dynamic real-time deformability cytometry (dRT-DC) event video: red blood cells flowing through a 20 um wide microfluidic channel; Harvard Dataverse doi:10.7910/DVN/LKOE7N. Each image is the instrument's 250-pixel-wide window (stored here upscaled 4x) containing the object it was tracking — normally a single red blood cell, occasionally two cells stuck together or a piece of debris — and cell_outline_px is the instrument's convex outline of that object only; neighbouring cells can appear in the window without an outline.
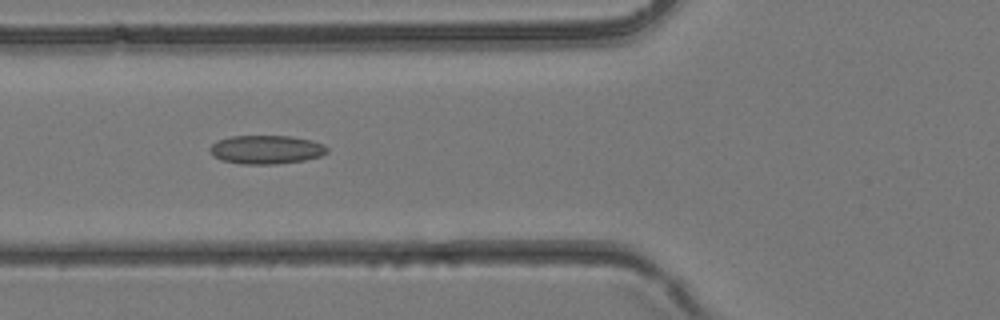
{"species": "common noctule bat (a hibernating species)", "species_latin": "Nyctalus noctula", "temperature_condition": "room temperature", "stored_images_in_passage": 39, "camera_frame_rate_fps": 3000, "um_per_image_px": 0.085, "animal": {"sex": "female", "body_mass_g": 24.6, "forearm_length_mm": 56.2}, "frame": {"image": 1, "passage_image": 15, "time_ms": 4.667, "image_size_px": [1000, 320], "cell_outline_px": [[328, 152], [320, 156], [304, 160], [276, 164], [240, 164], [220, 160], [212, 156], [208, 152], [208, 148], [212, 144], [220, 140], [232, 136], [292, 136], [312, 140], [324, 144], [328, 148]], "centroid_in_image_um": [22.61, 12.72], "position_along_channel_um": 103.2, "area_um2": 19.77}}
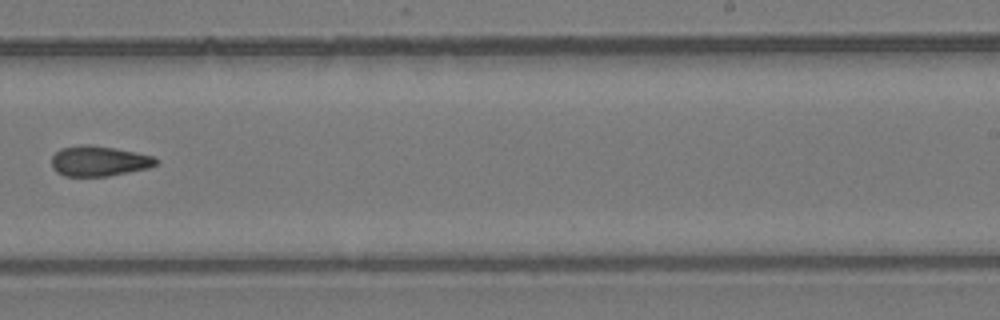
{"frame": {"image": 2, "passage_image": 25, "time_ms": 8.0, "image_size_px": [1000, 320], "cell_outline_px": [[160, 160], [156, 164], [148, 168], [108, 176], [64, 176], [56, 172], [52, 168], [52, 156], [60, 148], [84, 144], [88, 144], [136, 152], [152, 156]], "centroid_in_image_um": [8.39, 13.69], "position_along_channel_um": 280.6, "area_um2": 18.38}}
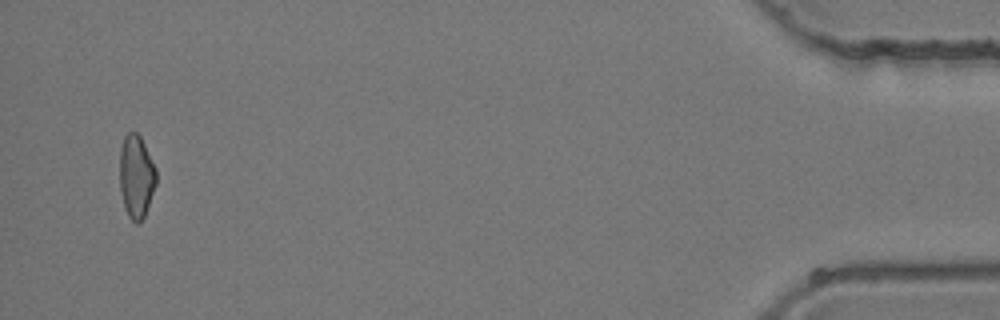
{"frame": {"image": 3, "passage_image": 38, "time_ms": 12.333, "image_size_px": [1000, 320], "cell_outline_px": [[156, 184], [144, 216], [140, 224], [136, 224], [128, 216], [124, 208], [120, 192], [120, 148], [124, 136], [128, 132], [136, 132], [140, 136], [156, 168]], "centroid_in_image_um": [11.57, 15.02], "position_along_channel_um": 423.6, "area_um2": 17.74}}